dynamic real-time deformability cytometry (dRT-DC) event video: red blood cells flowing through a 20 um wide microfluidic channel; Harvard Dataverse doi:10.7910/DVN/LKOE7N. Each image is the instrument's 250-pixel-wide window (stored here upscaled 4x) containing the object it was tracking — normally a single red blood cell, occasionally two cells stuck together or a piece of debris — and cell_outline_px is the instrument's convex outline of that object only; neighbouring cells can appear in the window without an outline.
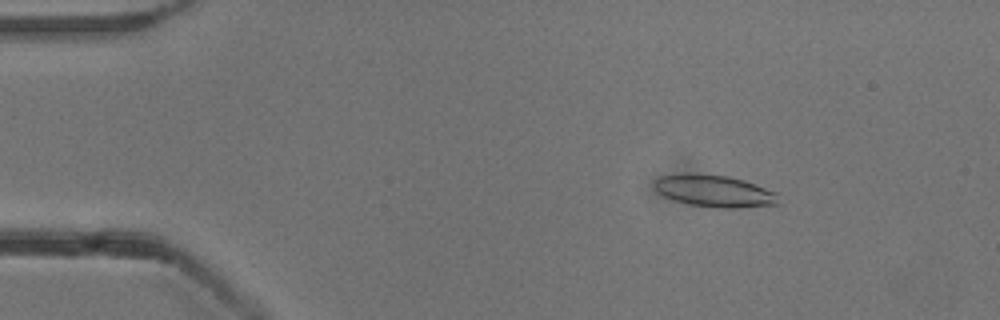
{"species": "common noctule bat (a hibernating species)", "species_latin": "Nyctalus noctula", "temperature_condition": "cold", "stored_images_in_passage": 52, "camera_frame_rate_fps": 3000, "um_per_image_px": 0.085, "animal": {"sex": "male", "body_mass_g": 13.3}, "frame": {"image": 1, "passage_image": 7, "time_ms": 2.0, "image_size_px": [1000, 320], "cell_outline_px": [[780, 204], [740, 208], [716, 208], [692, 204], [672, 200], [664, 196], [652, 184], [660, 176], [728, 176], [744, 180], [756, 184], [776, 192]], "centroid_in_image_um": [60.82, 16.29], "position_along_channel_um": 24.2, "area_um2": 22.31}}
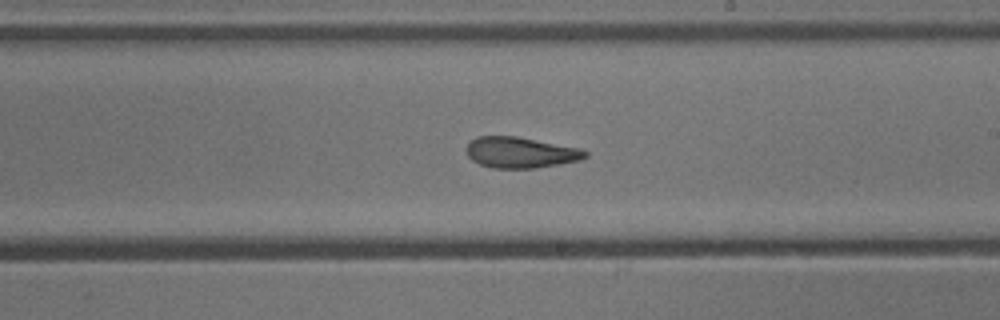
{"frame": {"image": 2, "passage_image": 30, "time_ms": 9.667, "image_size_px": [1000, 320], "cell_outline_px": [[588, 156], [580, 160], [560, 164], [536, 168], [492, 168], [480, 164], [472, 160], [468, 156], [468, 144], [476, 136], [516, 136], [580, 148], [588, 152]], "centroid_in_image_um": [44.27, 12.96], "position_along_channel_um": 244.7, "area_um2": 21.33}}
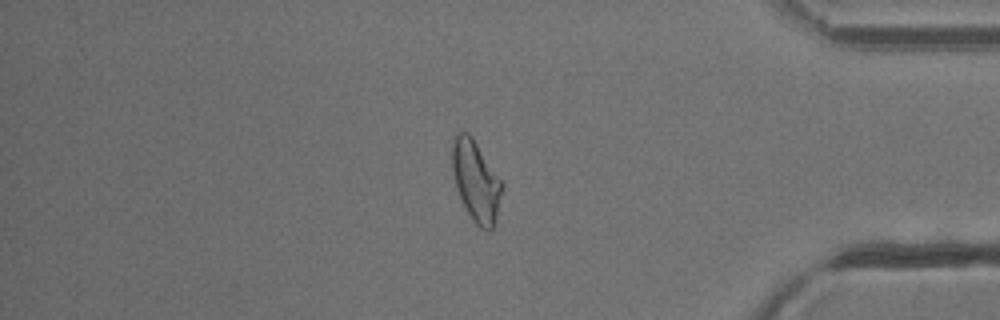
{"frame": {"image": 3, "passage_image": 44, "time_ms": 14.333, "image_size_px": [1000, 320], "cell_outline_px": [[504, 184], [496, 224], [492, 232], [488, 232], [480, 228], [472, 220], [460, 196], [456, 184], [452, 168], [452, 140], [456, 132], [468, 132], [472, 136]], "centroid_in_image_um": [40.49, 15.42], "position_along_channel_um": 394.7, "area_um2": 23.7}, "authors_computed_cell_mechanics": {"area_um2": 22.3397, "velocity_mm_per_s": 3.8579, "shape_relaxation_time_tau1_ms": 9.5449, "shape_relaxation_time_tau2_ms": 2.1389, "deformation_change_tau1": 0.2674, "deformation_change_tau2": 0.1047}}